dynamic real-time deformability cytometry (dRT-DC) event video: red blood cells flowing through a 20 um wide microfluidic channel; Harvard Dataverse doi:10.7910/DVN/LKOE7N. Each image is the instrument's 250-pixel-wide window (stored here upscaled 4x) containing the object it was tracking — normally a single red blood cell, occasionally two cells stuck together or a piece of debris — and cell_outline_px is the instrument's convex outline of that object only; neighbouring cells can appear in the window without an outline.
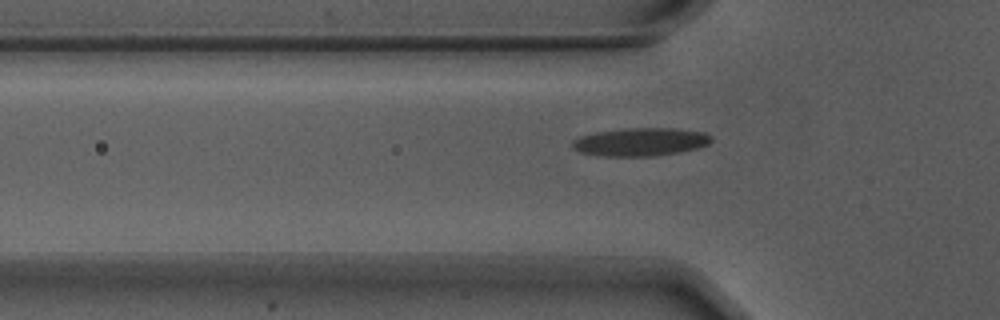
{"species": "Egyptian fruit bat (a non-hibernating species)", "species_latin": "Rousettus aegyptiacus", "temperature_condition": "warm", "stored_images_in_passage": 33, "camera_frame_rate_fps": 3000, "um_per_image_px": 0.085, "animal": {"sex": "male"}, "frame": {"image": 1, "passage_image": 3, "time_ms": 0.667, "image_size_px": [1000, 320], "cell_outline_px": [[712, 140], [708, 144], [696, 148], [680, 152], [656, 156], [604, 156], [580, 152], [572, 148], [572, 140], [580, 136], [596, 132], [628, 128], [672, 128], [704, 132], [712, 136]], "centroid_in_image_um": [54.44, 12.06], "position_along_channel_um": 71.4, "area_um2": 22.77}}
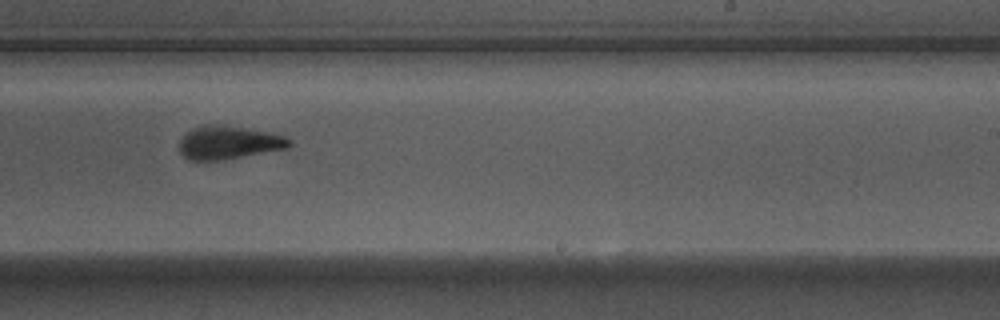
{"frame": {"image": 2, "passage_image": 19, "time_ms": 6.0, "image_size_px": [1000, 320], "cell_outline_px": [[292, 144], [288, 148], [224, 160], [188, 160], [180, 152], [180, 140], [192, 128], [208, 124], [216, 124], [272, 132], [284, 136], [292, 140]], "centroid_in_image_um": [19.47, 12.12], "position_along_channel_um": 269.5, "area_um2": 21.33}}
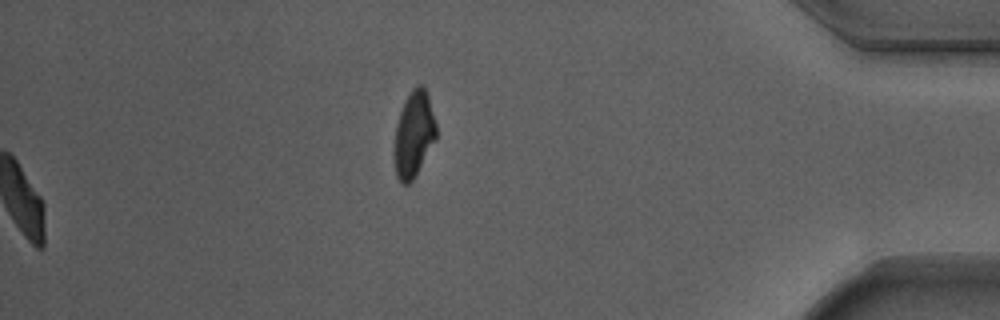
{"frame": {"image": 3, "passage_image": 33, "time_ms": 10.667, "image_size_px": [1000, 320], "cell_outline_px": [[436, 140], [412, 180], [408, 184], [400, 184], [396, 176], [392, 152], [396, 124], [404, 100], [412, 88], [416, 84], [424, 84], [428, 96], [436, 124]], "centroid_in_image_um": [35.14, 11.41], "position_along_channel_um": 400.1, "area_um2": 21.39}, "authors_computed_cell_mechanics": {"area_um2": 21.5016, "velocity_mm_per_s": 3.7124, "shape_relaxation_time_tau1_ms": 3.4453, "shape_relaxation_time_tau2_ms": 1.8858, "deformation_change_tau1": 0.1787, "deformation_change_tau2": 0.1037}}